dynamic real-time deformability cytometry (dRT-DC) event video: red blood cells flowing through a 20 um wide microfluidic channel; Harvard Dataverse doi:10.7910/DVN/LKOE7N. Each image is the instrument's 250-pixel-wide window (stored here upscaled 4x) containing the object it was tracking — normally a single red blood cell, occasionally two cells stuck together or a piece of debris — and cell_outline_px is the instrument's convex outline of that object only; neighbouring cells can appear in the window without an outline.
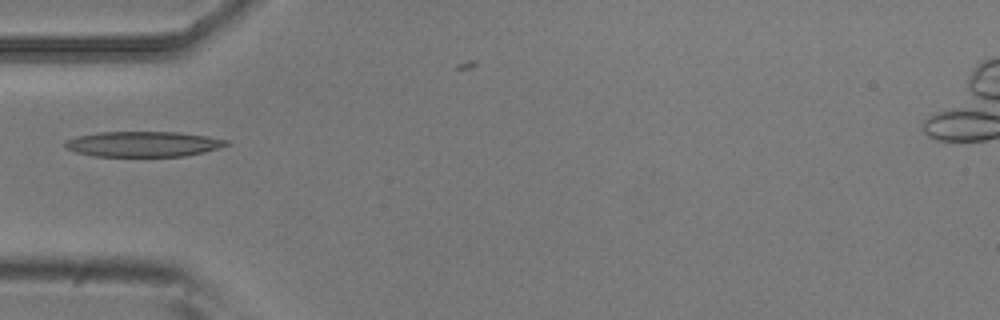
{"species": "common noctule bat (a hibernating species)", "species_latin": "Nyctalus noctula", "temperature_condition": "room temperature", "stored_images_in_passage": 3, "camera_frame_rate_fps": 3000, "um_per_image_px": 0.085, "animal": {"sex": "male", "body_mass_g": 20.5, "forearm_length_mm": 52.5}, "frame": {"image": 1, "passage_image": 1, "time_ms": 0.0, "image_size_px": [1000, 320], "cell_outline_px": [[232, 144], [204, 152], [184, 156], [92, 156], [76, 152], [64, 148], [64, 140], [76, 136], [100, 132], [180, 132], [208, 136], [228, 140]], "centroid_in_image_um": [12.16, 12.24], "position_along_channel_um": 72.8, "area_um2": 24.04}}
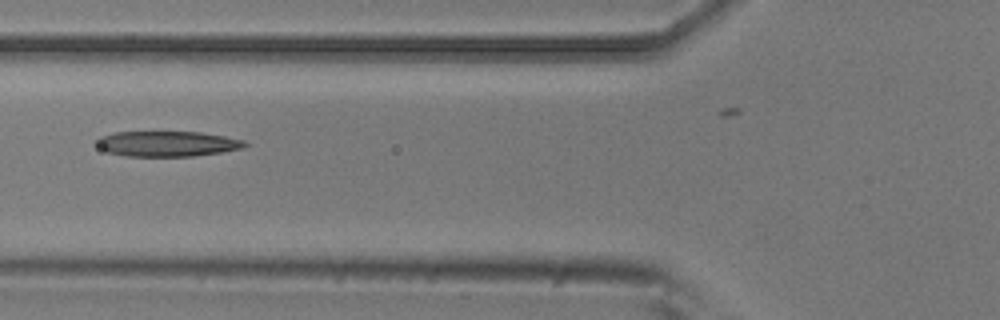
{"frame": {"image": 2, "passage_image": 2, "time_ms": 0.333, "image_size_px": [1000, 320], "cell_outline_px": [[248, 144], [244, 148], [220, 152], [192, 156], [124, 156], [108, 152], [100, 148], [96, 144], [96, 140], [100, 136], [116, 132], [200, 132], [224, 136], [244, 140]], "centroid_in_image_um": [14.21, 12.22], "position_along_channel_um": 111.6, "area_um2": 21.85}}